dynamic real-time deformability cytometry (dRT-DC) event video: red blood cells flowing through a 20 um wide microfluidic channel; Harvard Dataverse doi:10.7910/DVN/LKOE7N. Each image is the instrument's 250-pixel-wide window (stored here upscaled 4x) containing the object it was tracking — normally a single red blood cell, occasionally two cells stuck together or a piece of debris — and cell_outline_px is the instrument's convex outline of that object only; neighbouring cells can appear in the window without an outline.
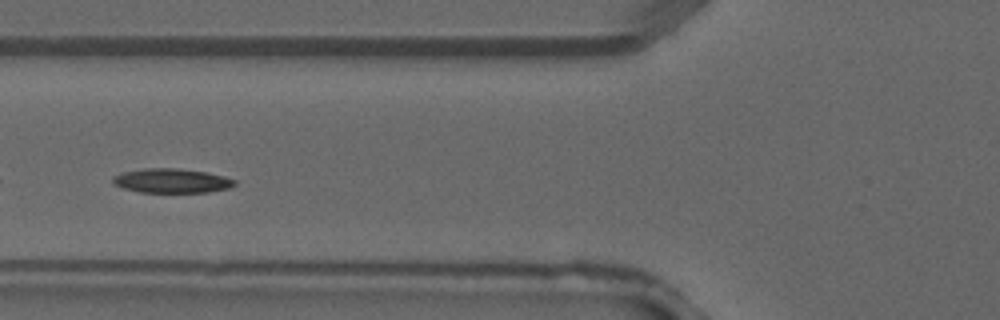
{"species": "common noctule bat (a hibernating species)", "species_latin": "Nyctalus noctula", "temperature_condition": "warm", "stored_images_in_passage": 2, "camera_frame_rate_fps": 3000, "um_per_image_px": 0.085, "animal": {"sex": "male", "forearm_length_mm": 52.5}, "frame": {"image": 1, "passage_image": 2, "time_ms": 0.333, "image_size_px": [1000, 320], "cell_outline_px": [[236, 184], [228, 188], [208, 192], [140, 192], [124, 188], [116, 184], [112, 180], [116, 176], [124, 172], [144, 168], [176, 168], [204, 172], [224, 176], [236, 180]], "centroid_in_image_um": [14.63, 15.36], "position_along_channel_um": 111.2, "area_um2": 16.94}}